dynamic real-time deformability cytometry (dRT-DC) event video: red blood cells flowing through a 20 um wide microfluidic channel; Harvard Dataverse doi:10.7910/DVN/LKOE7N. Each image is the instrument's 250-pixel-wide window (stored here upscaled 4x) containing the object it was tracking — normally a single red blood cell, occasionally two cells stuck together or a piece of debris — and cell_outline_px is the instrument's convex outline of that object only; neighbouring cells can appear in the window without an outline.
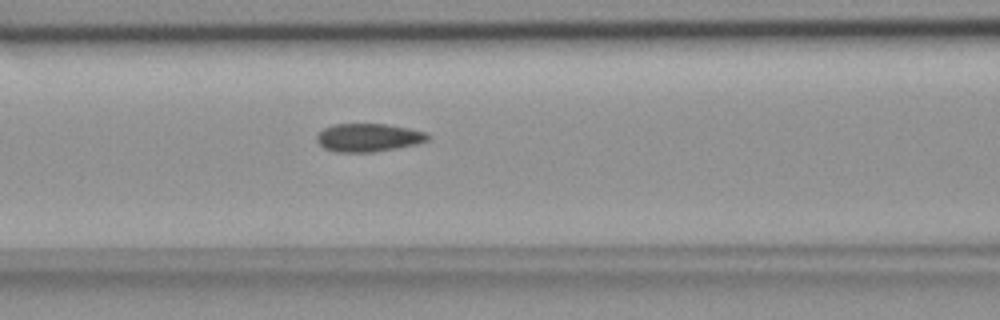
{"species": "common noctule bat (a hibernating species)", "species_latin": "Nyctalus noctula", "temperature_condition": "room temperature", "stored_images_in_passage": 39, "camera_frame_rate_fps": 3000, "um_per_image_px": 0.085, "animal": {"sex": "female", "body_mass_g": 18.4}, "frame": {"image": 1, "passage_image": 9, "time_ms": 2.667, "image_size_px": [1000, 320], "cell_outline_px": [[432, 136], [428, 140], [416, 144], [376, 152], [336, 152], [324, 148], [316, 140], [316, 136], [324, 128], [332, 124], [384, 124], [408, 128], [428, 132]], "centroid_in_image_um": [31.33, 11.69], "position_along_channel_um": 135.3, "area_um2": 18.32}}
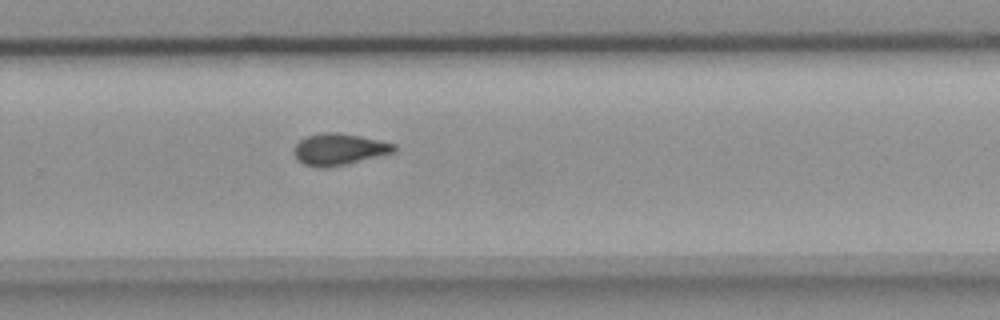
{"frame": {"image": 2, "passage_image": 22, "time_ms": 7.0, "image_size_px": [1000, 320], "cell_outline_px": [[396, 152], [344, 164], [324, 168], [320, 168], [304, 164], [296, 156], [296, 144], [300, 140], [308, 136], [320, 132], [340, 132], [360, 136], [396, 144]], "centroid_in_image_um": [28.86, 12.67], "position_along_channel_um": 300.9, "area_um2": 18.09}}
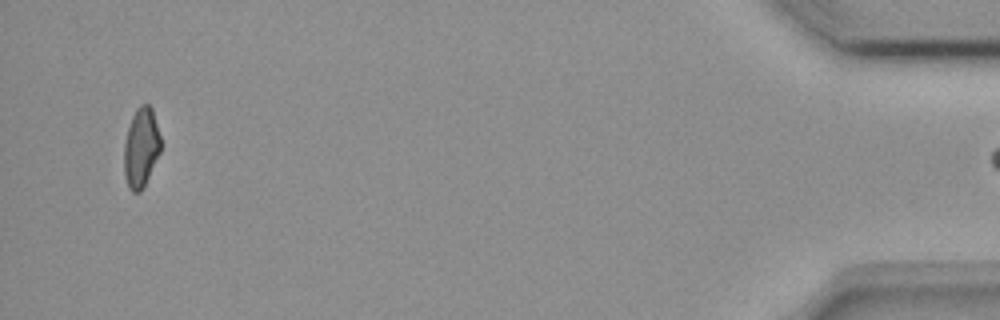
{"frame": {"image": 3, "passage_image": 38, "time_ms": 12.333, "image_size_px": [1000, 320], "cell_outline_px": [[160, 152], [140, 192], [132, 192], [128, 188], [124, 176], [124, 144], [128, 128], [132, 116], [136, 108], [140, 104], [148, 104], [152, 108], [160, 136]], "centroid_in_image_um": [11.97, 12.53], "position_along_channel_um": 423.2, "area_um2": 16.82}}